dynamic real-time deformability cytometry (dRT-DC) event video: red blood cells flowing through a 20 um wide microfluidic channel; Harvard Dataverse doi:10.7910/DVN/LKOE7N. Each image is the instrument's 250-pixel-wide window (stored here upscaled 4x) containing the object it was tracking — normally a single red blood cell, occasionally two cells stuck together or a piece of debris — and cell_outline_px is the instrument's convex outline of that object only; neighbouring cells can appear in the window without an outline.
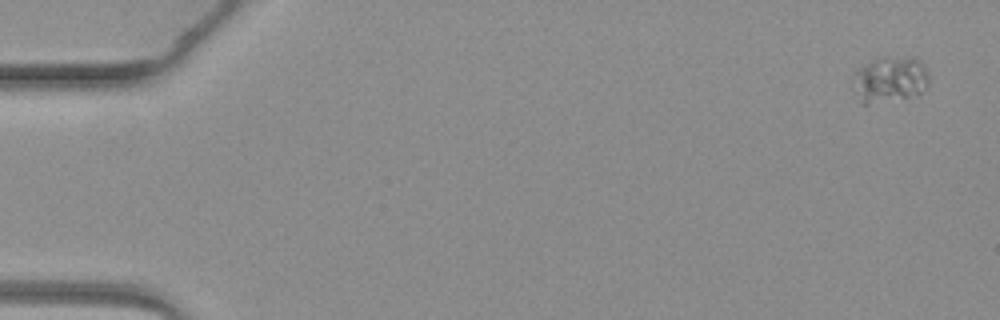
{"species": "common noctule bat (a hibernating species)", "species_latin": "Nyctalus noctula", "temperature_condition": "warm", "stored_images_in_passage": 4, "camera_frame_rate_fps": 3000, "um_per_image_px": 0.085, "animal": {"sex": "female", "body_mass_g": 19.3, "forearm_length_mm": 54.1}, "frame": {"image": 1, "passage_image": 1, "time_ms": 0.0, "image_size_px": [1000, 320], "cell_outline_px": [[928, 84], [924, 92], [916, 96], [868, 104], [864, 104], [852, 92], [852, 76], [860, 68], [872, 60], [880, 56], [916, 56], [924, 64], [928, 72]], "centroid_in_image_um": [75.65, 6.73], "position_along_channel_um": 9.3, "area_um2": 21.1}}
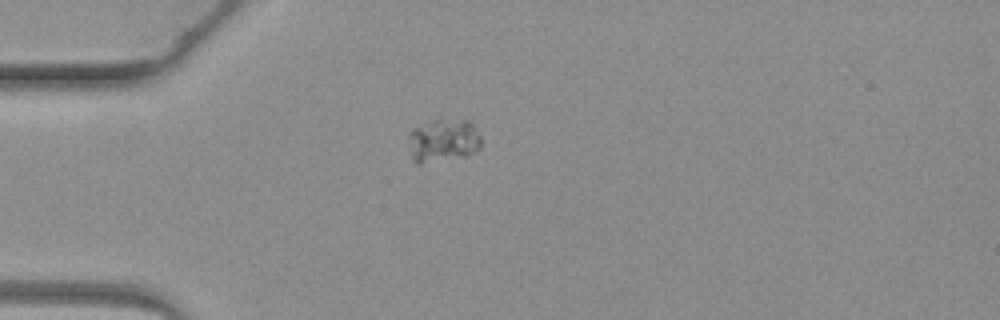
{"frame": {"image": 2, "passage_image": 4, "time_ms": 4.0, "image_size_px": [1000, 320], "cell_outline_px": [[480, 148], [476, 152], [468, 156], [420, 164], [416, 164], [412, 160], [408, 136], [408, 132], [412, 128], [432, 120], [468, 120], [472, 124], [480, 136]], "centroid_in_image_um": [37.65, 11.96], "position_along_channel_um": 47.3, "area_um2": 18.5}}